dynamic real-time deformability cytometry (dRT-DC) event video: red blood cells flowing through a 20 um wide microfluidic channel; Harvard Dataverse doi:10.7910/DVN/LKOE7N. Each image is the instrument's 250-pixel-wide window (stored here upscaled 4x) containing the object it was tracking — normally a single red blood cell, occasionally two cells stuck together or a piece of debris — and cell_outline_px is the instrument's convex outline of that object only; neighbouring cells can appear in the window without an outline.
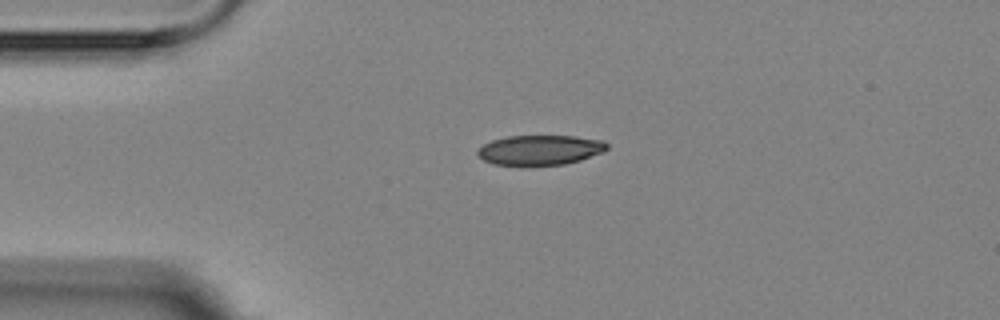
{"species": "Egyptian fruit bat (a non-hibernating species)", "species_latin": "Rousettus aegyptiacus", "temperature_condition": "room temperature", "stored_images_in_passage": 2, "camera_frame_rate_fps": 3000, "um_per_image_px": 0.085, "animal": {"sex": "female"}, "frame": {"image": 1, "passage_image": 1, "time_ms": 0.0, "image_size_px": [1000, 320], "cell_outline_px": [[608, 148], [604, 152], [580, 160], [564, 164], [492, 164], [476, 156], [476, 152], [484, 144], [492, 140], [508, 136], [576, 136], [604, 140], [608, 144]], "centroid_in_image_um": [45.93, 12.73], "position_along_channel_um": 39.1, "area_um2": 22.37}}